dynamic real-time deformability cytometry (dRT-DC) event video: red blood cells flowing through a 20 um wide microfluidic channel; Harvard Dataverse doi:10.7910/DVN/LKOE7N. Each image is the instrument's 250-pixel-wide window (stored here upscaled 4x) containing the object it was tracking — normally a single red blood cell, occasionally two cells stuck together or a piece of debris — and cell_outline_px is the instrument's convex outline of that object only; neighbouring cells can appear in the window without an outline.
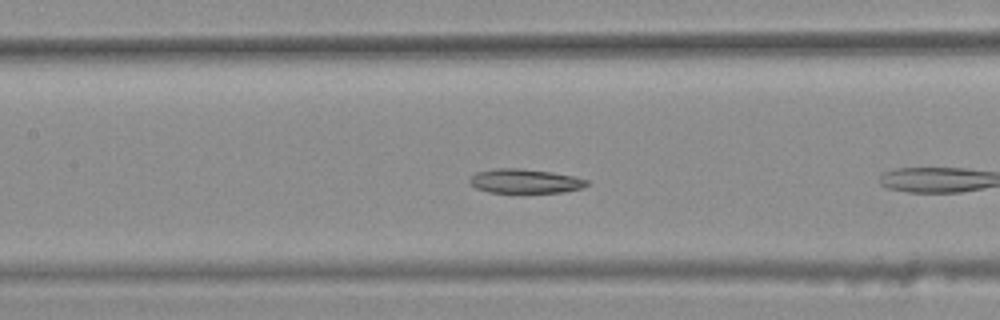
{"species": "common noctule bat (a hibernating species)", "species_latin": "Nyctalus noctula", "temperature_condition": "warm", "stored_images_in_passage": 9, "camera_frame_rate_fps": 3000, "um_per_image_px": 0.085, "animal": {"sex": "female", "body_mass_g": 25.1}, "frame": {"image": 1, "passage_image": 8, "time_ms": 2.333, "image_size_px": [1000, 320], "cell_outline_px": [[588, 184], [580, 188], [564, 192], [488, 192], [476, 188], [468, 180], [476, 172], [496, 168], [520, 168], [552, 172], [576, 176], [588, 180]], "centroid_in_image_um": [44.63, 15.38], "position_along_channel_um": 162.8, "area_um2": 16.47}}